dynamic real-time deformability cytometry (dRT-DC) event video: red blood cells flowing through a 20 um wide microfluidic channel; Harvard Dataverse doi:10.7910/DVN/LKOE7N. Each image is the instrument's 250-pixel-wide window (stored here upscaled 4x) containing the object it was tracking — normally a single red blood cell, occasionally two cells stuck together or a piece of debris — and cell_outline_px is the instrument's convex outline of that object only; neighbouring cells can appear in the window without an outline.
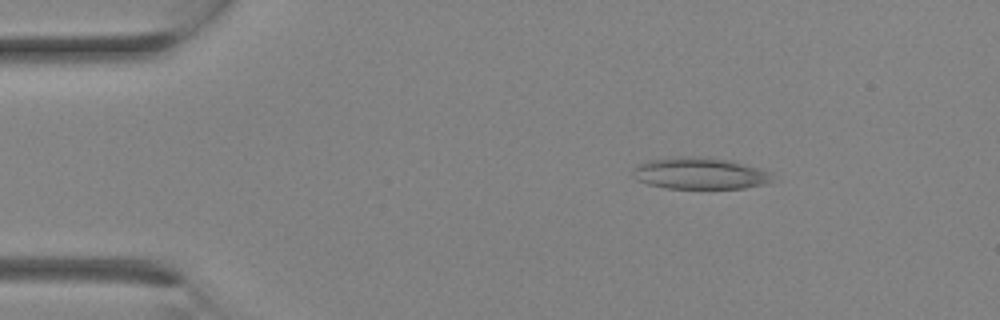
{"species": "Egyptian fruit bat (a non-hibernating species)", "species_latin": "Rousettus aegyptiacus", "temperature_condition": "room temperature", "stored_images_in_passage": 10, "camera_frame_rate_fps": 3000, "um_per_image_px": 0.085, "animal": {"sex": "female"}, "frame": {"image": 1, "passage_image": 1, "time_ms": 0.0, "image_size_px": [1000, 320], "cell_outline_px": [[772, 180], [764, 184], [744, 188], [664, 188], [648, 184], [636, 180], [632, 176], [632, 172], [640, 164], [648, 160], [676, 156], [712, 156], [728, 160], [772, 172]], "centroid_in_image_um": [59.46, 14.72], "position_along_channel_um": 25.5, "area_um2": 25.84}}
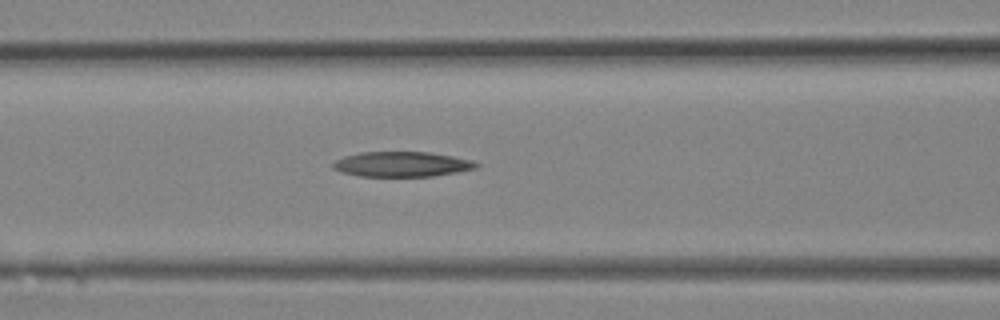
{"frame": {"image": 2, "passage_image": 8, "time_ms": 2.333, "image_size_px": [1000, 320], "cell_outline_px": [[480, 164], [476, 168], [456, 172], [432, 176], [360, 176], [340, 172], [332, 168], [332, 164], [336, 160], [344, 156], [360, 152], [428, 152], [452, 156], [472, 160]], "centroid_in_image_um": [34.13, 13.95], "position_along_channel_um": 132.5, "area_um2": 20.87}}
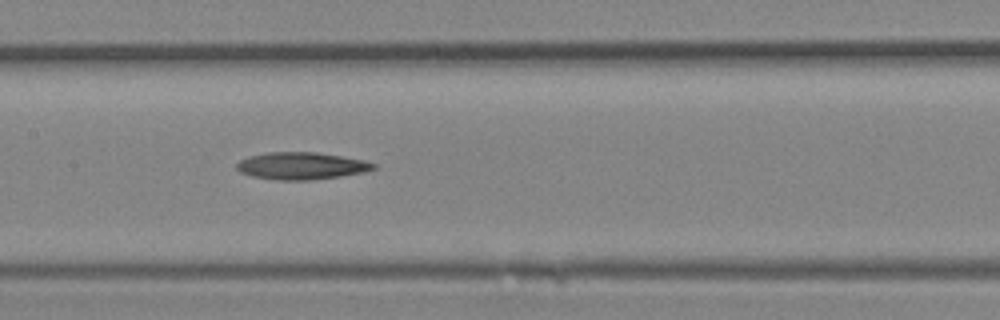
{"frame": {"image": 3, "passage_image": 10, "time_ms": 3.0, "image_size_px": [1000, 320], "cell_outline_px": [[376, 168], [364, 172], [340, 176], [308, 180], [276, 180], [252, 176], [240, 172], [236, 168], [236, 164], [240, 160], [248, 156], [268, 152], [316, 152], [364, 160], [376, 164]], "centroid_in_image_um": [25.59, 14.09], "position_along_channel_um": 181.8, "area_um2": 21.62}}